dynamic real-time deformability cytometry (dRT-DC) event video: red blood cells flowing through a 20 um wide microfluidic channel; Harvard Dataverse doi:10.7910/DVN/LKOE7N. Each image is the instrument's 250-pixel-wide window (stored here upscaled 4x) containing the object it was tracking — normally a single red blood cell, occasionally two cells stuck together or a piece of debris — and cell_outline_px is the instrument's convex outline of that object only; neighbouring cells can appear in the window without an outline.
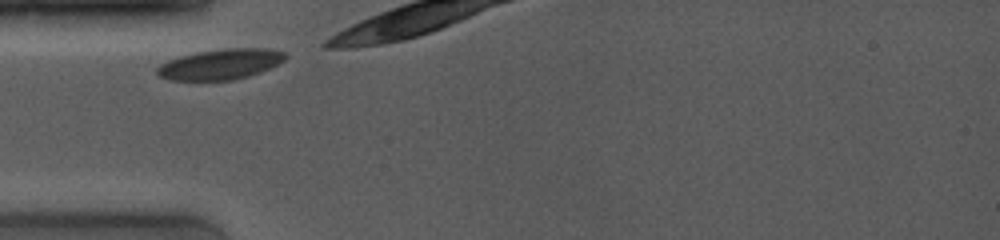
{"species": "common noctule bat (a hibernating species)", "species_latin": "Nyctalus noctula", "temperature_condition": "room temperature", "stored_images_in_passage": 7, "camera_frame_rate_fps": 4000, "um_per_image_px": 0.085, "animal": {"sex": "female", "body_mass_g": 19.0, "forearm_length_mm": 53.3}, "frame": {"image": 1, "passage_image": 1, "time_ms": 0.0, "image_size_px": [1000, 240], "cell_outline_px": [[288, 56], [284, 60], [260, 72], [248, 76], [232, 80], [168, 80], [160, 76], [156, 72], [156, 68], [160, 64], [168, 60], [180, 56], [196, 52], [224, 48], [268, 48], [284, 52]], "centroid_in_image_um": [18.72, 5.45], "position_along_channel_um": 66.3, "area_um2": 22.72}}